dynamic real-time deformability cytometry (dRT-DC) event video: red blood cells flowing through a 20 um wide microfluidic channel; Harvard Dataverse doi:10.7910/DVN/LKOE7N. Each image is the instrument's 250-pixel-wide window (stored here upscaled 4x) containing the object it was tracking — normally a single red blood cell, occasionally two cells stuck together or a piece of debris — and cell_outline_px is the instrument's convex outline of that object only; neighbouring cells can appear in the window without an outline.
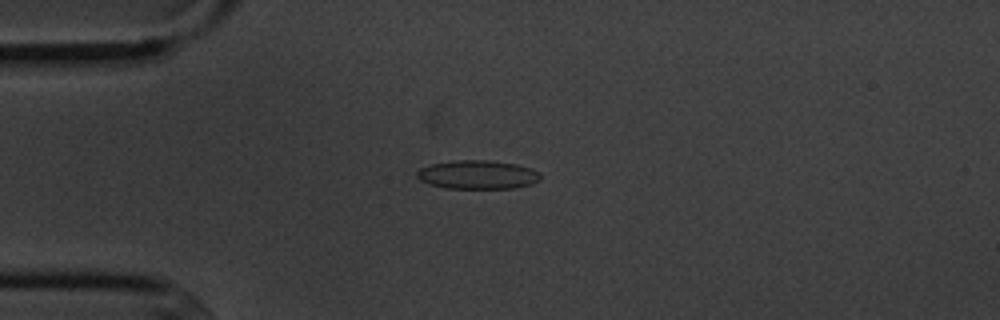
{"species": "common noctule bat (a hibernating species)", "species_latin": "Nyctalus noctula", "temperature_condition": "cold", "stored_images_in_passage": 5, "camera_frame_rate_fps": 3000, "um_per_image_px": 0.085, "animal": {"sex": "male", "body_mass_g": 20.1, "forearm_length_mm": 53.5}, "frame": {"image": 1, "passage_image": 1, "time_ms": 0.0, "image_size_px": [1000, 320], "cell_outline_px": [[540, 180], [532, 184], [512, 188], [448, 188], [428, 184], [420, 180], [416, 176], [416, 172], [420, 168], [432, 164], [456, 160], [488, 160], [516, 164], [532, 168], [540, 172]], "centroid_in_image_um": [40.61, 14.84], "position_along_channel_um": 44.4, "area_um2": 20.69}}
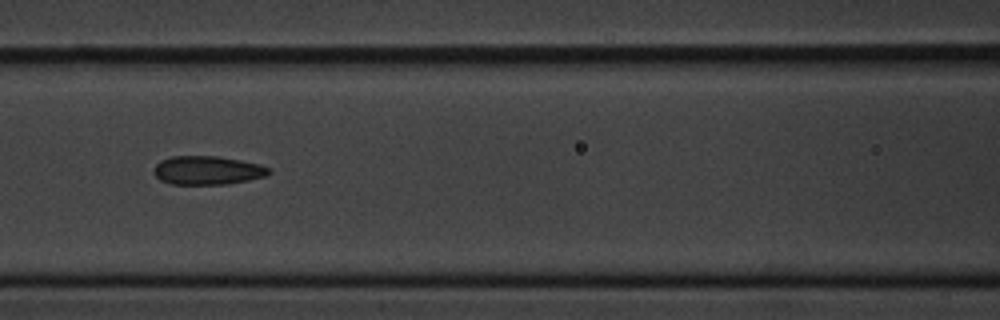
{"frame": {"image": 2, "passage_image": 4, "time_ms": 3.333, "image_size_px": [1000, 320], "cell_outline_px": [[272, 172], [264, 176], [248, 180], [228, 184], [172, 184], [160, 180], [152, 172], [156, 164], [160, 160], [172, 156], [216, 156], [240, 160], [260, 164], [272, 168]], "centroid_in_image_um": [17.63, 14.47], "position_along_channel_um": 149.0, "area_um2": 19.31}}
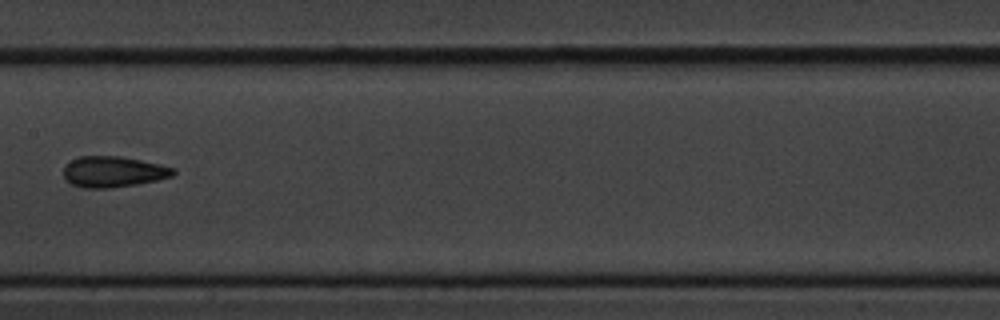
{"frame": {"image": 3, "passage_image": 5, "time_ms": 4.667, "image_size_px": [1000, 320], "cell_outline_px": [[176, 172], [172, 176], [156, 180], [136, 184], [112, 188], [84, 188], [72, 184], [64, 176], [64, 164], [80, 156], [120, 156], [160, 164], [176, 168]], "centroid_in_image_um": [9.63, 14.59], "position_along_channel_um": 197.8, "area_um2": 19.71}}